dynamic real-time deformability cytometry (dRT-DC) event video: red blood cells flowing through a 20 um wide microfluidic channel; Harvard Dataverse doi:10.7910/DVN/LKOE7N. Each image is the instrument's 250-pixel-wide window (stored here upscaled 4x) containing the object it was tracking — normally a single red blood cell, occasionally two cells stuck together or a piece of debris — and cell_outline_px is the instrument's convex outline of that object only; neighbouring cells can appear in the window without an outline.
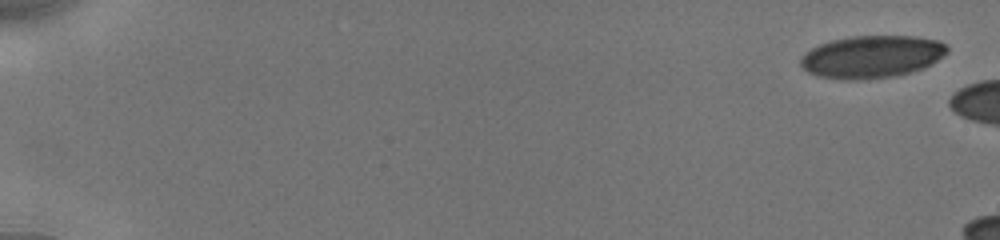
{"species": "human", "species_latin": "Homo sapiens", "temperature_condition": "cold", "stored_images_in_passage": 6, "camera_frame_rate_fps": 3000, "um_per_image_px": 0.085, "donor": {"sex": "male"}, "frame": {"image": 1, "passage_image": 1, "time_ms": 0.0, "image_size_px": [1000, 240], "cell_outline_px": [[948, 52], [924, 68], [896, 76], [860, 80], [852, 80], [820, 76], [808, 72], [800, 64], [800, 56], [812, 48], [820, 44], [832, 40], [852, 36], [916, 36], [940, 40], [948, 44]], "centroid_in_image_um": [74.13, 4.81], "position_along_channel_um": 10.9, "area_um2": 36.3}}